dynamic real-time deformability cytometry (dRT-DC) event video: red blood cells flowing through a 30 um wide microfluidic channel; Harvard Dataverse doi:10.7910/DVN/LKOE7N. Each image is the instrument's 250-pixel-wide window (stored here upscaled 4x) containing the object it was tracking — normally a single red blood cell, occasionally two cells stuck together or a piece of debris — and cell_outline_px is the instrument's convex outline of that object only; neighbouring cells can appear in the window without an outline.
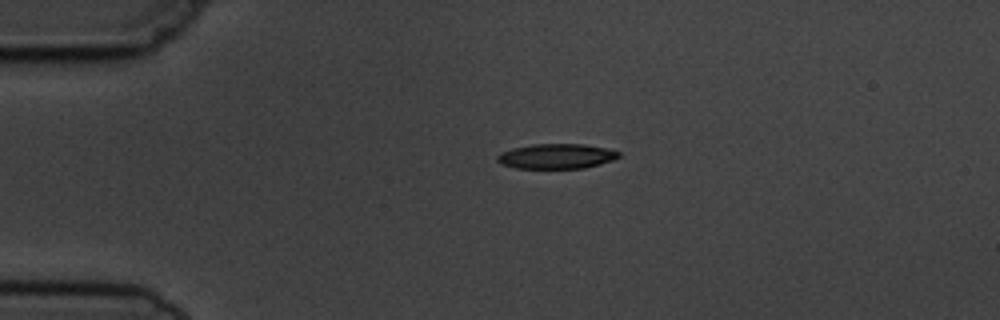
{"species": "common noctule bat (a hibernating species)", "species_latin": "Nyctalus noctula", "temperature_condition": "cold", "stored_images_in_passage": 2, "camera_frame_rate_fps": 3000, "um_per_image_px": 0.085, "animal": {"sex": "male", "body_mass_g": 19.5, "forearm_length_mm": 54.6}, "frame": {"image": 1, "passage_image": 1, "time_ms": 0.0, "image_size_px": [1000, 320], "cell_outline_px": [[620, 156], [612, 160], [600, 164], [584, 168], [516, 168], [500, 164], [496, 160], [496, 156], [500, 152], [512, 148], [532, 144], [584, 144], [608, 148], [620, 152]], "centroid_in_image_um": [47.27, 13.27], "position_along_channel_um": 37.7, "area_um2": 17.8}}